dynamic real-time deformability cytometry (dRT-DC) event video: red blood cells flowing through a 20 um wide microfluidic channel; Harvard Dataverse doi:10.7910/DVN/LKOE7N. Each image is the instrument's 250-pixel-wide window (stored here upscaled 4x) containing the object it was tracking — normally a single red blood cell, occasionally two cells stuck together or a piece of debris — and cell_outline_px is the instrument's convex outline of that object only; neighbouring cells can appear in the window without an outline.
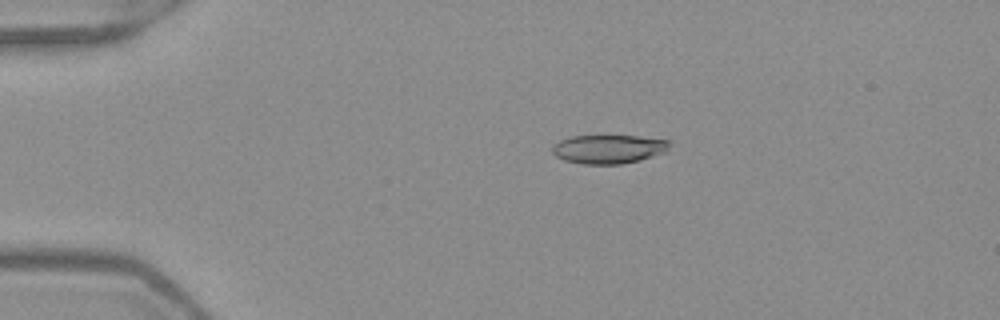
{"species": "Egyptian fruit bat (a non-hibernating species)", "species_latin": "Rousettus aegyptiacus", "temperature_condition": "warm", "stored_images_in_passage": 42, "camera_frame_rate_fps": 3000, "um_per_image_px": 0.085, "frame": {"image": 1, "passage_image": 1, "time_ms": 0.0, "image_size_px": [1000, 320], "cell_outline_px": [[668, 152], [640, 160], [620, 164], [584, 164], [564, 160], [556, 156], [552, 152], [552, 144], [560, 140], [572, 136], [640, 136], [668, 140]], "centroid_in_image_um": [51.72, 12.67], "position_along_channel_um": 33.3, "area_um2": 19.71}}
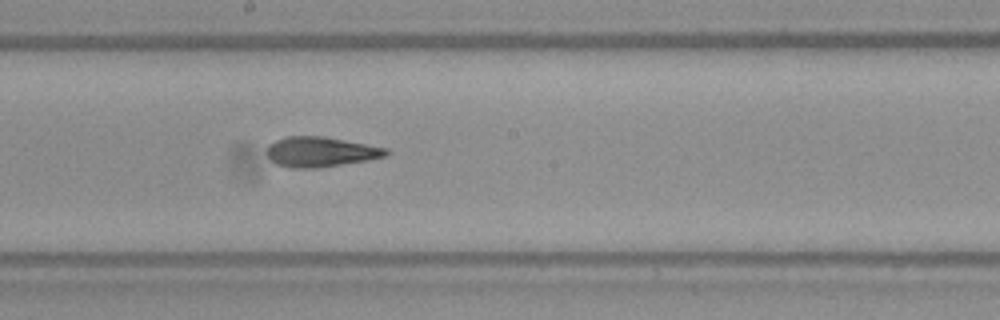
{"frame": {"image": 2, "passage_image": 19, "time_ms": 6.0, "image_size_px": [1000, 320], "cell_outline_px": [[388, 152], [384, 156], [368, 160], [320, 168], [288, 168], [276, 164], [264, 152], [268, 144], [284, 136], [324, 136], [388, 148]], "centroid_in_image_um": [27.19, 12.91], "position_along_channel_um": 221.0, "area_um2": 21.1}}
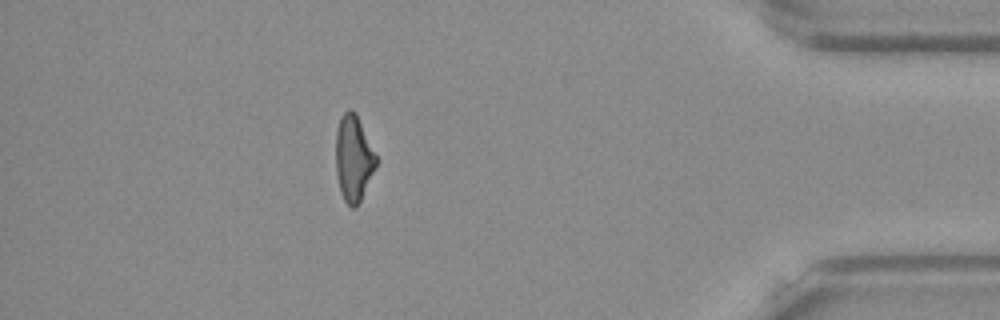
{"frame": {"image": 3, "passage_image": 36, "time_ms": 11.667, "image_size_px": [1000, 320], "cell_outline_px": [[376, 164], [360, 200], [356, 208], [352, 208], [344, 200], [340, 192], [336, 172], [336, 132], [340, 116], [348, 108], [352, 108], [356, 112], [376, 156]], "centroid_in_image_um": [30.01, 13.41], "position_along_channel_um": 405.2, "area_um2": 19.94}, "authors_computed_cell_mechanics": {"area_um2": 20.7791, "velocity_mm_per_s": 4.0053, "shape_relaxation_time_tau1_ms": null, "shape_relaxation_time_tau2_ms": 2.7773, "deformation_change_tau1": null, "deformation_change_tau2": 0.1117}}